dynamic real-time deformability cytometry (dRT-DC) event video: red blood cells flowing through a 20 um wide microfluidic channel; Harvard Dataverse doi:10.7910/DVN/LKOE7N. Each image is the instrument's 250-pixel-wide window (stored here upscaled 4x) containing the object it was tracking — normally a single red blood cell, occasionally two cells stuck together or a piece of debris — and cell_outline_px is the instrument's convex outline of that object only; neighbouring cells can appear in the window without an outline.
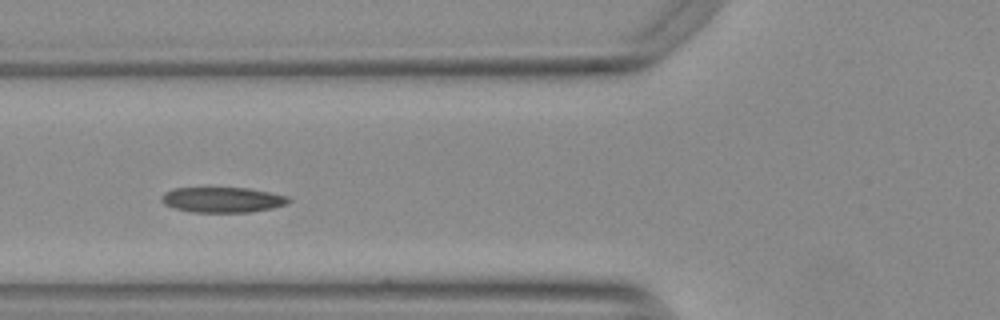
{"species": "Egyptian fruit bat (a non-hibernating species)", "species_latin": "Rousettus aegyptiacus", "temperature_condition": "warm", "stored_images_in_passage": 15, "camera_frame_rate_fps": 3000, "um_per_image_px": 0.085, "animal": {"sex": "female"}, "frame": {"image": 1, "passage_image": 14, "time_ms": 4.333, "image_size_px": [1000, 320], "cell_outline_px": [[292, 200], [288, 204], [272, 208], [252, 212], [188, 212], [164, 204], [160, 200], [160, 196], [164, 192], [172, 188], [248, 188], [288, 196]], "centroid_in_image_um": [18.9, 16.98], "position_along_channel_um": 106.9, "area_um2": 18.9}}